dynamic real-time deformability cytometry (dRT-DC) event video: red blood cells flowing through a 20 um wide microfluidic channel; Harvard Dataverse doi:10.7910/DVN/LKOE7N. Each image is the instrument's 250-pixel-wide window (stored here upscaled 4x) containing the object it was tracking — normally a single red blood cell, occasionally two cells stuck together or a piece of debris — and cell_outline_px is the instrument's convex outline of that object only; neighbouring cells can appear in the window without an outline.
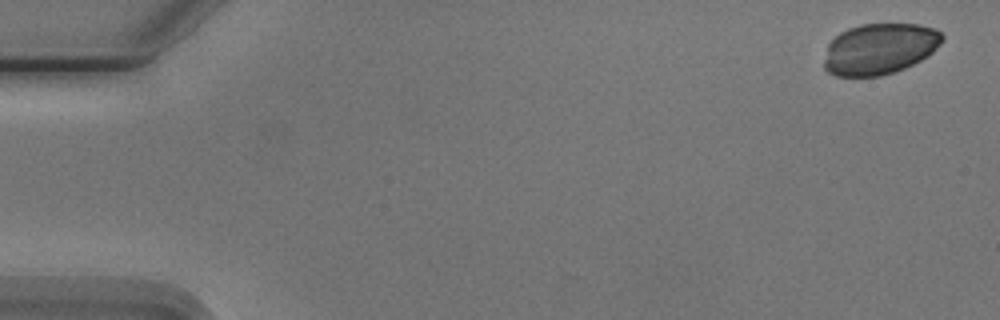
{"species": "Egyptian fruit bat (a non-hibernating species)", "species_latin": "Rousettus aegyptiacus", "temperature_condition": "cold", "stored_images_in_passage": 3, "camera_frame_rate_fps": 3000, "um_per_image_px": 0.085, "animal": {"sex": "male"}, "frame": {"image": 1, "passage_image": 1, "time_ms": 0.0, "image_size_px": [1000, 320], "cell_outline_px": [[944, 40], [932, 52], [920, 60], [904, 68], [880, 76], [836, 76], [828, 72], [824, 68], [824, 60], [828, 44], [840, 32], [848, 28], [860, 24], [916, 24], [936, 28], [944, 36]], "centroid_in_image_um": [74.76, 4.14], "position_along_channel_um": 10.2, "area_um2": 35.08}}